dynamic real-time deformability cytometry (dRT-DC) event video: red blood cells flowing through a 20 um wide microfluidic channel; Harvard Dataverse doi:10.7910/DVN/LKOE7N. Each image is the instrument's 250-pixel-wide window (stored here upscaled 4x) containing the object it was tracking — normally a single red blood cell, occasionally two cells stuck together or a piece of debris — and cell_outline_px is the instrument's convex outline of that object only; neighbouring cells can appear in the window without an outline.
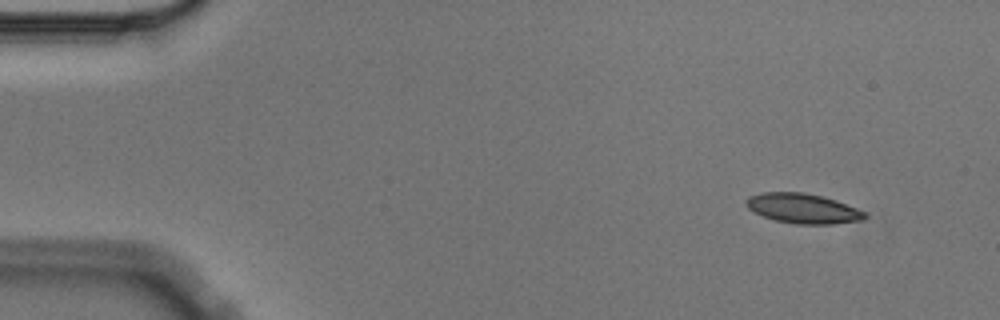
{"species": "Egyptian fruit bat (a non-hibernating species)", "species_latin": "Rousettus aegyptiacus", "temperature_condition": "cold", "stored_images_in_passage": 4, "camera_frame_rate_fps": 3000, "um_per_image_px": 0.085, "animal": {"sex": "male"}, "frame": {"image": 1, "passage_image": 1, "time_ms": 0.0, "image_size_px": [1000, 320], "cell_outline_px": [[868, 216], [864, 220], [836, 224], [796, 224], [776, 220], [764, 216], [748, 208], [744, 200], [748, 196], [760, 192], [804, 192], [836, 200], [856, 208], [864, 212]], "centroid_in_image_um": [68.25, 17.71], "position_along_channel_um": 16.7, "area_um2": 20.63}}
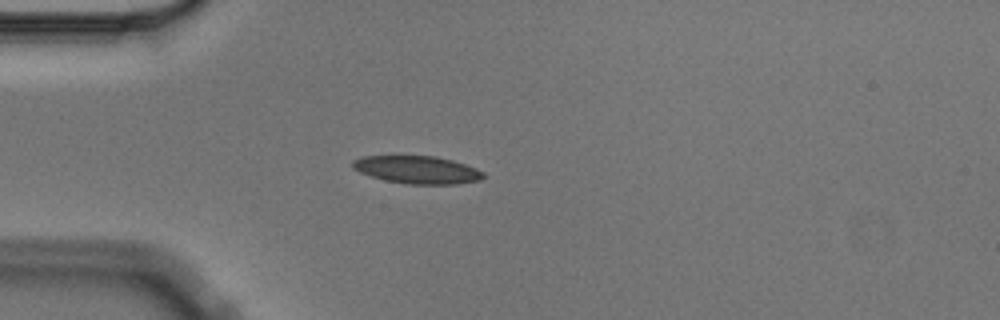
{"frame": {"image": 2, "passage_image": 4, "time_ms": 1.0, "image_size_px": [1000, 320], "cell_outline_px": [[484, 176], [480, 180], [460, 184], [408, 184], [384, 180], [360, 172], [352, 168], [352, 160], [360, 156], [436, 156], [452, 160], [476, 168], [484, 172]], "centroid_in_image_um": [35.46, 14.43], "position_along_channel_um": 49.5, "area_um2": 21.15}}